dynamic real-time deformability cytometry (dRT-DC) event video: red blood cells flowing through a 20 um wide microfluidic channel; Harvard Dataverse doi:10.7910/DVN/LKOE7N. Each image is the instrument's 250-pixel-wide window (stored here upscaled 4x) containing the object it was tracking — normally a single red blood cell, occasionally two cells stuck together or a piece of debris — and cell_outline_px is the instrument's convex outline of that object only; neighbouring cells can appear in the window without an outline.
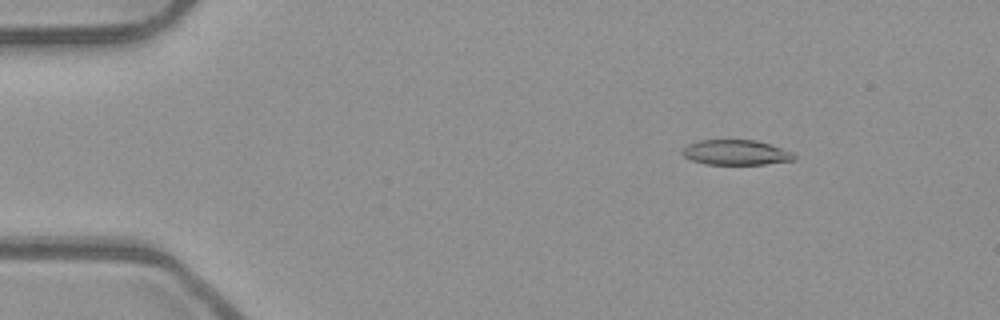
{"species": "common noctule bat (a hibernating species)", "species_latin": "Nyctalus noctula", "temperature_condition": "room temperature", "stored_images_in_passage": 52, "segment_of_instrument_passage": [1, 2], "camera_frame_rate_fps": 3000, "um_per_image_px": 0.085, "animal": {"sex": "male", "body_mass_g": 23.1, "forearm_length_mm": 52.7}, "frame": {"image": 1, "passage_image": 6, "time_ms": 1.667, "image_size_px": [1000, 320], "cell_outline_px": [[796, 160], [764, 164], [704, 164], [692, 160], [684, 156], [680, 152], [688, 144], [700, 140], [756, 140], [792, 152], [796, 156]], "centroid_in_image_um": [62.54, 12.96], "position_along_channel_um": 22.5, "area_um2": 16.24}}
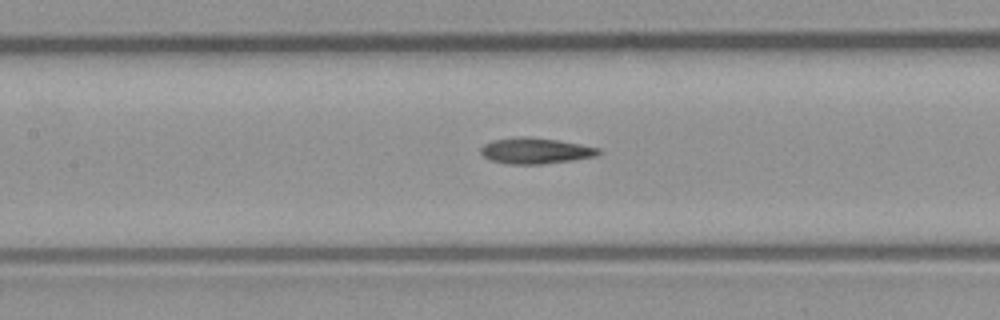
{"frame": {"image": 2, "passage_image": 23, "time_ms": 7.333, "image_size_px": [1000, 320], "cell_outline_px": [[600, 152], [596, 156], [572, 160], [540, 164], [508, 164], [492, 160], [484, 156], [480, 152], [480, 148], [484, 144], [492, 140], [524, 136], [556, 140], [600, 148]], "centroid_in_image_um": [45.49, 12.82], "position_along_channel_um": 161.9, "area_um2": 17.51}}
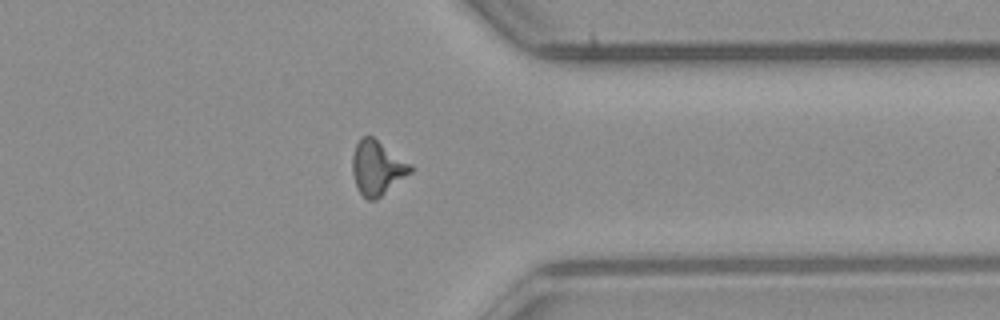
{"frame": {"image": 3, "passage_image": 40, "time_ms": 13.0, "image_size_px": [1000, 320], "cell_outline_px": [[412, 172], [376, 200], [368, 200], [360, 192], [356, 184], [352, 172], [352, 156], [356, 144], [364, 136], [372, 136], [412, 164]], "centroid_in_image_um": [32.07, 14.27], "position_along_channel_um": 379.3, "area_um2": 18.21}}